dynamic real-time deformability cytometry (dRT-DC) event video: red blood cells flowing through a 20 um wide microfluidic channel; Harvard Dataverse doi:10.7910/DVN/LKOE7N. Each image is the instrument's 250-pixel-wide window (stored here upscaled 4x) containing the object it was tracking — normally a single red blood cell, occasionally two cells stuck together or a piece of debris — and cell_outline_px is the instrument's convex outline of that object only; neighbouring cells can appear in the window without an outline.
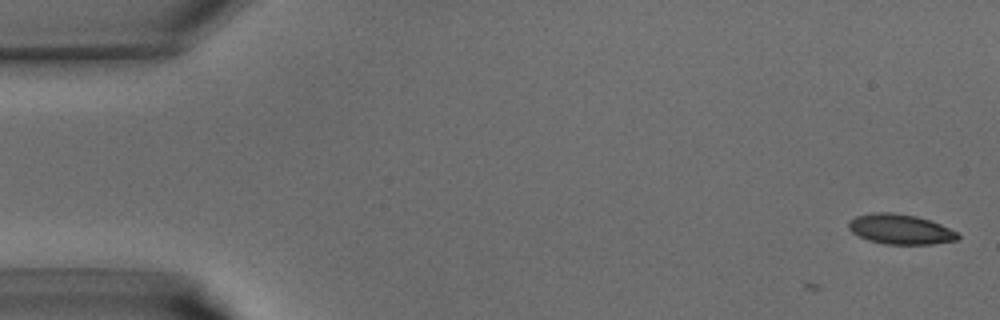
{"species": "common noctule bat (a hibernating species)", "species_latin": "Nyctalus noctula", "temperature_condition": "warm", "stored_images_in_passage": 3, "camera_frame_rate_fps": 3000, "um_per_image_px": 0.085, "animal": {"sex": "male", "body_mass_g": 15.6}, "frame": {"image": 1, "passage_image": 3, "time_ms": 0.667, "image_size_px": [1000, 320], "cell_outline_px": [[960, 236], [956, 240], [932, 244], [884, 244], [868, 240], [852, 232], [848, 228], [848, 220], [856, 216], [872, 212], [892, 212], [916, 216], [940, 224], [956, 232]], "centroid_in_image_um": [76.48, 19.48], "position_along_channel_um": 8.5, "area_um2": 19.02}}